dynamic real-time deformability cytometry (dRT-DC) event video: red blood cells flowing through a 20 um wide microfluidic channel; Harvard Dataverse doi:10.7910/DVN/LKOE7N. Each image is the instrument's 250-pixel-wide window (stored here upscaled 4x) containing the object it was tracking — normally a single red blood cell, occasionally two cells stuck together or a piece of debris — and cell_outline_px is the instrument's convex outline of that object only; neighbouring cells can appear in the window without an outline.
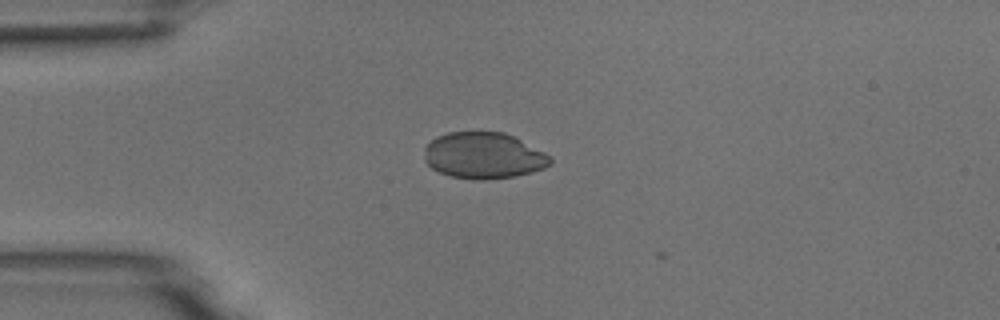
{"species": "common noctule bat (a hibernating species)", "species_latin": "Nyctalus noctula", "temperature_condition": "room temperature", "stored_images_in_passage": 3, "camera_frame_rate_fps": 3000, "um_per_image_px": 0.085, "animal": {"sex": "male", "body_mass_g": 18.8}, "frame": {"image": 1, "passage_image": 1, "time_ms": 0.0, "image_size_px": [1000, 320], "cell_outline_px": [[552, 164], [544, 168], [532, 172], [512, 176], [484, 180], [480, 180], [452, 176], [440, 172], [432, 168], [424, 160], [424, 148], [436, 136], [448, 132], [504, 132], [552, 156]], "centroid_in_image_um": [41.1, 13.22], "position_along_channel_um": 43.9, "area_um2": 33.81}}